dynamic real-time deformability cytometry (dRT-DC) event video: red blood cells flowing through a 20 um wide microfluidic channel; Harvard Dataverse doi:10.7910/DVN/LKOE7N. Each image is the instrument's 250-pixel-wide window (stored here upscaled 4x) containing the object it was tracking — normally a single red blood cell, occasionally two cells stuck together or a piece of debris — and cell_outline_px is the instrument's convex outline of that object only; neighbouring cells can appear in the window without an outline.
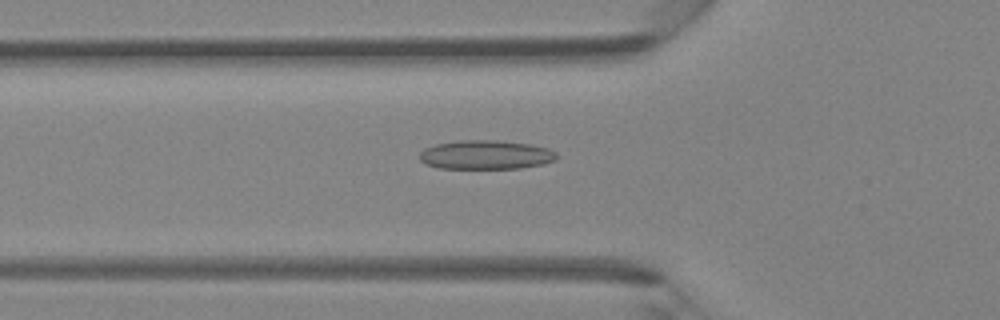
{"species": "Egyptian fruit bat (a non-hibernating species)", "species_latin": "Rousettus aegyptiacus", "temperature_condition": "room temperature", "stored_images_in_passage": 32, "camera_frame_rate_fps": 3000, "um_per_image_px": 0.085, "animal": {"sex": "female"}, "frame": {"image": 1, "passage_image": 7, "time_ms": 2.0, "image_size_px": [1000, 320], "cell_outline_px": [[556, 160], [544, 164], [520, 168], [440, 168], [424, 164], [420, 160], [420, 152], [424, 148], [436, 144], [460, 140], [496, 140], [532, 144], [548, 148], [556, 152]], "centroid_in_image_um": [41.3, 13.15], "position_along_channel_um": 84.5, "area_um2": 23.29}}
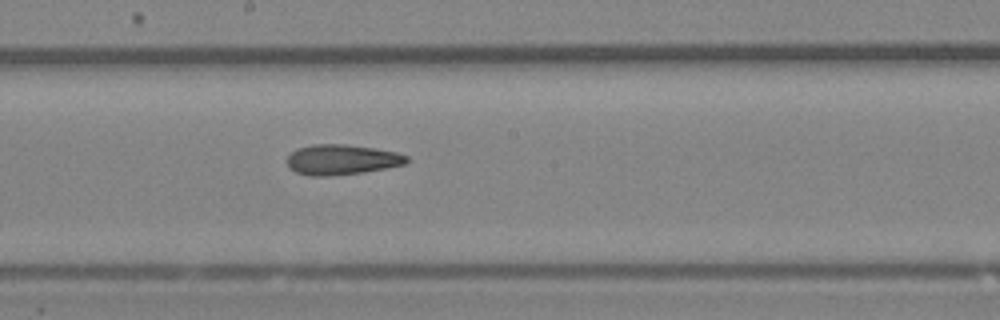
{"frame": {"image": 2, "passage_image": 16, "time_ms": 5.0, "image_size_px": [1000, 320], "cell_outline_px": [[408, 160], [404, 164], [364, 172], [328, 176], [308, 176], [296, 172], [288, 168], [284, 160], [296, 148], [312, 144], [344, 144], [372, 148], [396, 152], [408, 156]], "centroid_in_image_um": [28.96, 13.57], "position_along_channel_um": 219.2, "area_um2": 21.15}}
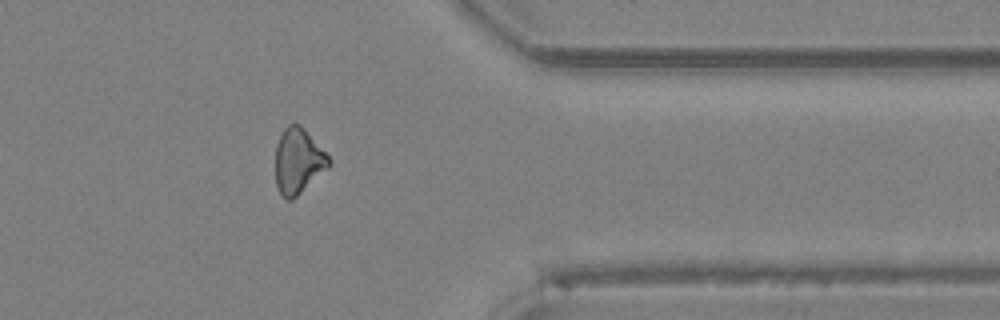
{"frame": {"image": 3, "passage_image": 28, "time_ms": 9.0, "image_size_px": [1000, 320], "cell_outline_px": [[332, 164], [328, 168], [292, 200], [284, 200], [276, 184], [276, 144], [284, 128], [288, 124], [300, 124], [304, 128], [332, 160]], "centroid_in_image_um": [25.35, 13.69], "position_along_channel_um": 386.1, "area_um2": 20.29}}